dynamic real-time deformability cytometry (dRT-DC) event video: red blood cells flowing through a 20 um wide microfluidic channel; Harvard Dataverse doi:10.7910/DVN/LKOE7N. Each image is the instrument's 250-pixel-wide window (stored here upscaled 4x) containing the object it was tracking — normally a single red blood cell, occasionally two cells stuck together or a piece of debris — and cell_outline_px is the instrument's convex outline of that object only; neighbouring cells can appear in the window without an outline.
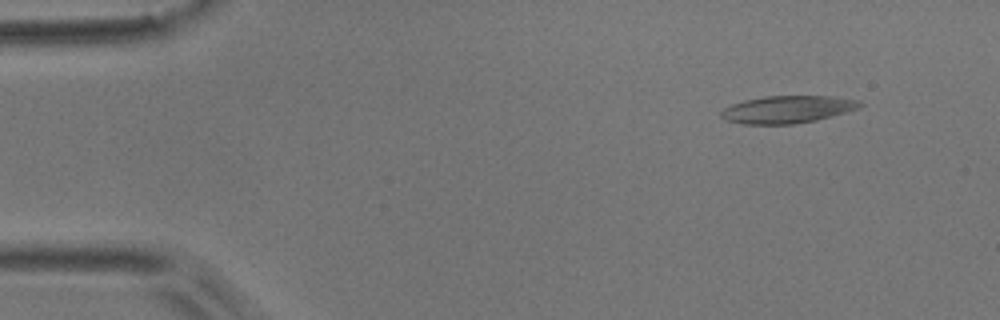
{"species": "common noctule bat (a hibernating species)", "species_latin": "Nyctalus noctula", "temperature_condition": "room temperature", "stored_images_in_passage": 4, "camera_frame_rate_fps": 3000, "um_per_image_px": 0.085, "animal": {"sex": "male", "body_mass_g": 17.9}, "frame": {"image": 1, "passage_image": 2, "time_ms": 0.333, "image_size_px": [1000, 320], "cell_outline_px": [[864, 104], [860, 108], [832, 116], [816, 120], [792, 124], [744, 124], [728, 120], [720, 116], [720, 112], [724, 108], [732, 104], [744, 100], [764, 96], [828, 96], [860, 100]], "centroid_in_image_um": [66.95, 9.29], "position_along_channel_um": 18.0, "area_um2": 22.14}}